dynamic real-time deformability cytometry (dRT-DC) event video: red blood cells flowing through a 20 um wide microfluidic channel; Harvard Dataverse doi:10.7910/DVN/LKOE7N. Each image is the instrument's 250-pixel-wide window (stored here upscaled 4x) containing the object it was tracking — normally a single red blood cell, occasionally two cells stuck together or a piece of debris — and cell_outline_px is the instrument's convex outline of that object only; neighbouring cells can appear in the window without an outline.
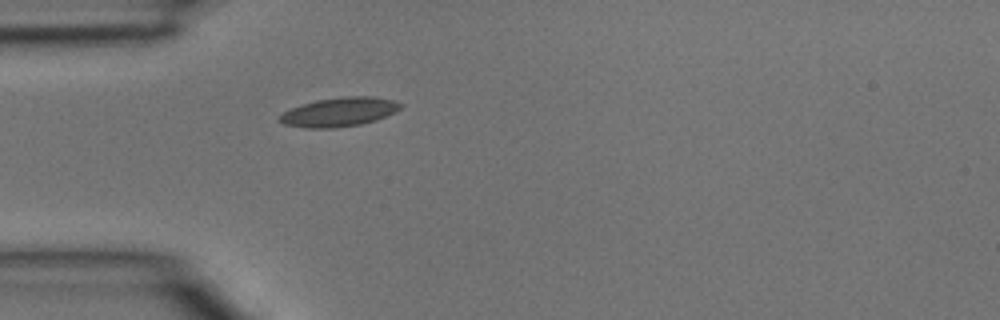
{"species": "common noctule bat (a hibernating species)", "species_latin": "Nyctalus noctula", "temperature_condition": "room temperature", "stored_images_in_passage": 4, "camera_frame_rate_fps": 3000, "um_per_image_px": 0.085, "animal": {"sex": "male", "body_mass_g": 15.6}, "frame": {"image": 1, "passage_image": 4, "time_ms": 1.0, "image_size_px": [1000, 320], "cell_outline_px": [[404, 104], [400, 108], [376, 120], [360, 124], [332, 128], [304, 128], [284, 124], [276, 120], [284, 112], [292, 108], [316, 100], [344, 96], [372, 96], [392, 100]], "centroid_in_image_um": [28.81, 9.52], "position_along_channel_um": 56.2, "area_um2": 20.23}}